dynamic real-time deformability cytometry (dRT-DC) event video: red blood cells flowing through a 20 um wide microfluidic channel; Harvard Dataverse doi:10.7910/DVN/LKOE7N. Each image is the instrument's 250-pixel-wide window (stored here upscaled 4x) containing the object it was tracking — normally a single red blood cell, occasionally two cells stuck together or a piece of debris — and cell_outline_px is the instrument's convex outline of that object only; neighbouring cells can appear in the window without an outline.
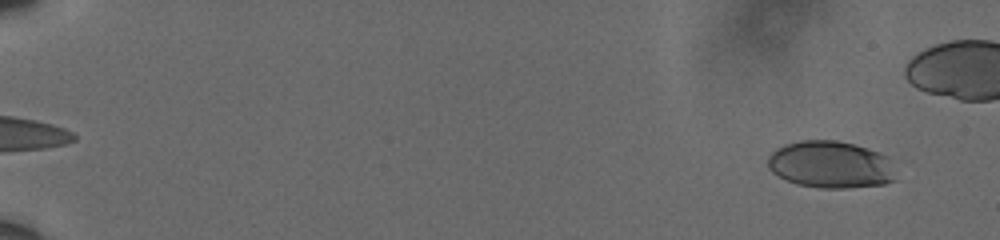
{"species": "human", "species_latin": "Homo sapiens", "temperature_condition": "cold", "stored_images_in_passage": 23, "camera_frame_rate_fps": 3000, "um_per_image_px": 0.085, "donor": {"sex": "male"}, "frame": {"image": 1, "passage_image": 1, "time_ms": 0.0, "image_size_px": [1000, 240], "cell_outline_px": [[896, 180], [884, 184], [848, 188], [820, 188], [796, 184], [772, 172], [768, 168], [768, 156], [776, 148], [784, 144], [800, 140], [836, 140], [852, 144], [876, 152], [884, 156]], "centroid_in_image_um": [70.51, 14.0], "position_along_channel_um": 14.5, "area_um2": 34.62}}
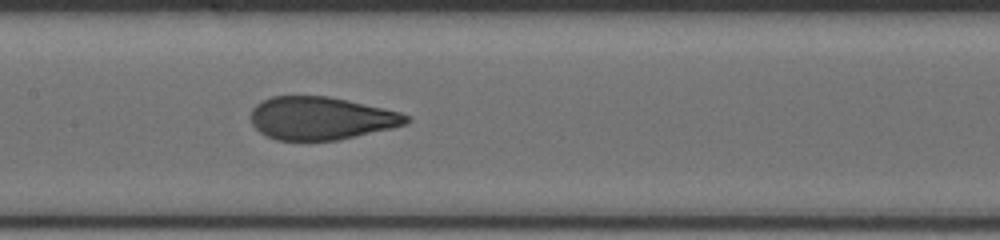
{"frame": {"image": 2, "passage_image": 17, "time_ms": 5.333, "image_size_px": [1000, 240], "cell_outline_px": [[408, 124], [392, 128], [340, 140], [276, 140], [260, 132], [252, 124], [248, 116], [252, 108], [256, 104], [272, 96], [328, 96], [384, 108], [400, 112], [408, 116]], "centroid_in_image_um": [27.26, 10.05], "position_along_channel_um": 180.1, "area_um2": 38.96}}
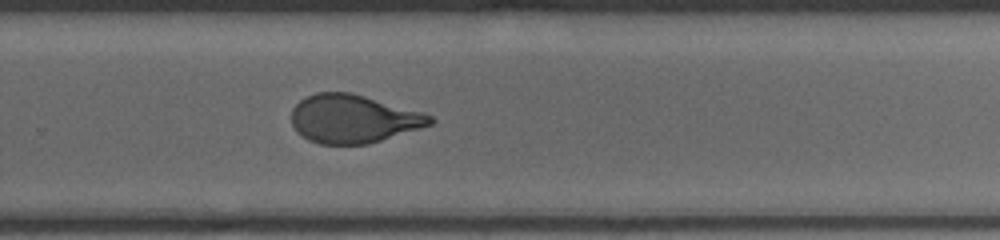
{"frame": {"image": 3, "passage_image": 23, "time_ms": 7.333, "image_size_px": [1000, 240], "cell_outline_px": [[436, 120], [432, 124], [368, 144], [320, 144], [308, 140], [296, 132], [292, 124], [292, 108], [300, 100], [316, 92], [352, 92], [420, 112], [432, 116]], "centroid_in_image_um": [29.99, 10.1], "position_along_channel_um": 299.8, "area_um2": 38.78}}